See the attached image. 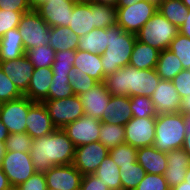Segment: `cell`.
I'll return each mask as SVG.
<instances>
[{
    "instance_id": "6f0895ef",
    "label": "cell",
    "mask_w": 190,
    "mask_h": 190,
    "mask_svg": "<svg viewBox=\"0 0 190 190\" xmlns=\"http://www.w3.org/2000/svg\"><path fill=\"white\" fill-rule=\"evenodd\" d=\"M88 1L116 7L120 0H88Z\"/></svg>"
},
{
    "instance_id": "52a82bcc",
    "label": "cell",
    "mask_w": 190,
    "mask_h": 190,
    "mask_svg": "<svg viewBox=\"0 0 190 190\" xmlns=\"http://www.w3.org/2000/svg\"><path fill=\"white\" fill-rule=\"evenodd\" d=\"M50 26L35 11L24 13L20 18L18 31L22 36L24 50L48 45L50 40Z\"/></svg>"
},
{
    "instance_id": "cb8c5ba5",
    "label": "cell",
    "mask_w": 190,
    "mask_h": 190,
    "mask_svg": "<svg viewBox=\"0 0 190 190\" xmlns=\"http://www.w3.org/2000/svg\"><path fill=\"white\" fill-rule=\"evenodd\" d=\"M52 78V68H34L27 92L24 96L31 101L42 102L48 96Z\"/></svg>"
},
{
    "instance_id": "f5cc1de1",
    "label": "cell",
    "mask_w": 190,
    "mask_h": 190,
    "mask_svg": "<svg viewBox=\"0 0 190 190\" xmlns=\"http://www.w3.org/2000/svg\"><path fill=\"white\" fill-rule=\"evenodd\" d=\"M0 190H12L6 174L2 171L0 167Z\"/></svg>"
},
{
    "instance_id": "ffe728a7",
    "label": "cell",
    "mask_w": 190,
    "mask_h": 190,
    "mask_svg": "<svg viewBox=\"0 0 190 190\" xmlns=\"http://www.w3.org/2000/svg\"><path fill=\"white\" fill-rule=\"evenodd\" d=\"M83 104L84 113L87 116L100 119L106 113L107 105L111 97L104 81L98 82L86 93L78 95Z\"/></svg>"
},
{
    "instance_id": "e7e4bbea",
    "label": "cell",
    "mask_w": 190,
    "mask_h": 190,
    "mask_svg": "<svg viewBox=\"0 0 190 190\" xmlns=\"http://www.w3.org/2000/svg\"><path fill=\"white\" fill-rule=\"evenodd\" d=\"M46 190H59V189H53V188H48Z\"/></svg>"
},
{
    "instance_id": "f35d334b",
    "label": "cell",
    "mask_w": 190,
    "mask_h": 190,
    "mask_svg": "<svg viewBox=\"0 0 190 190\" xmlns=\"http://www.w3.org/2000/svg\"><path fill=\"white\" fill-rule=\"evenodd\" d=\"M68 78L69 83L72 85L73 93L77 96L86 93L98 83L94 78L74 68L69 71Z\"/></svg>"
},
{
    "instance_id": "d6986e66",
    "label": "cell",
    "mask_w": 190,
    "mask_h": 190,
    "mask_svg": "<svg viewBox=\"0 0 190 190\" xmlns=\"http://www.w3.org/2000/svg\"><path fill=\"white\" fill-rule=\"evenodd\" d=\"M56 127L53 125L46 106L43 102H35L26 117V133L32 139L40 138L52 133Z\"/></svg>"
},
{
    "instance_id": "f6af8a7d",
    "label": "cell",
    "mask_w": 190,
    "mask_h": 190,
    "mask_svg": "<svg viewBox=\"0 0 190 190\" xmlns=\"http://www.w3.org/2000/svg\"><path fill=\"white\" fill-rule=\"evenodd\" d=\"M27 12L5 11L0 9V38L11 29L17 28L21 16Z\"/></svg>"
},
{
    "instance_id": "681fc988",
    "label": "cell",
    "mask_w": 190,
    "mask_h": 190,
    "mask_svg": "<svg viewBox=\"0 0 190 190\" xmlns=\"http://www.w3.org/2000/svg\"><path fill=\"white\" fill-rule=\"evenodd\" d=\"M0 9L14 12H30L28 0H0Z\"/></svg>"
},
{
    "instance_id": "f546056e",
    "label": "cell",
    "mask_w": 190,
    "mask_h": 190,
    "mask_svg": "<svg viewBox=\"0 0 190 190\" xmlns=\"http://www.w3.org/2000/svg\"><path fill=\"white\" fill-rule=\"evenodd\" d=\"M158 12L178 29L186 21L189 9L181 0H161L158 4Z\"/></svg>"
},
{
    "instance_id": "be15d7a7",
    "label": "cell",
    "mask_w": 190,
    "mask_h": 190,
    "mask_svg": "<svg viewBox=\"0 0 190 190\" xmlns=\"http://www.w3.org/2000/svg\"><path fill=\"white\" fill-rule=\"evenodd\" d=\"M182 3L188 8L190 9V0H181Z\"/></svg>"
},
{
    "instance_id": "7bdbcfd3",
    "label": "cell",
    "mask_w": 190,
    "mask_h": 190,
    "mask_svg": "<svg viewBox=\"0 0 190 190\" xmlns=\"http://www.w3.org/2000/svg\"><path fill=\"white\" fill-rule=\"evenodd\" d=\"M23 94L18 90L16 85L4 74L0 67V103L8 102L22 97Z\"/></svg>"
},
{
    "instance_id": "6125c7cd",
    "label": "cell",
    "mask_w": 190,
    "mask_h": 190,
    "mask_svg": "<svg viewBox=\"0 0 190 190\" xmlns=\"http://www.w3.org/2000/svg\"><path fill=\"white\" fill-rule=\"evenodd\" d=\"M184 181L188 183V185H190V167L187 169V172L185 174V178Z\"/></svg>"
},
{
    "instance_id": "3957f363",
    "label": "cell",
    "mask_w": 190,
    "mask_h": 190,
    "mask_svg": "<svg viewBox=\"0 0 190 190\" xmlns=\"http://www.w3.org/2000/svg\"><path fill=\"white\" fill-rule=\"evenodd\" d=\"M116 24V7L88 0H78L70 13V24L68 27L81 37L95 28H108Z\"/></svg>"
},
{
    "instance_id": "816d5d0a",
    "label": "cell",
    "mask_w": 190,
    "mask_h": 190,
    "mask_svg": "<svg viewBox=\"0 0 190 190\" xmlns=\"http://www.w3.org/2000/svg\"><path fill=\"white\" fill-rule=\"evenodd\" d=\"M187 19L184 24L179 28V33L190 39V9L187 14Z\"/></svg>"
},
{
    "instance_id": "7a4b0ae2",
    "label": "cell",
    "mask_w": 190,
    "mask_h": 190,
    "mask_svg": "<svg viewBox=\"0 0 190 190\" xmlns=\"http://www.w3.org/2000/svg\"><path fill=\"white\" fill-rule=\"evenodd\" d=\"M160 80L156 68L139 70L126 65L106 76L104 83L111 96L151 97Z\"/></svg>"
},
{
    "instance_id": "6da1fadb",
    "label": "cell",
    "mask_w": 190,
    "mask_h": 190,
    "mask_svg": "<svg viewBox=\"0 0 190 190\" xmlns=\"http://www.w3.org/2000/svg\"><path fill=\"white\" fill-rule=\"evenodd\" d=\"M75 145L62 128L49 135L33 139L30 156L36 172H46L52 166L73 164Z\"/></svg>"
},
{
    "instance_id": "5b68a950",
    "label": "cell",
    "mask_w": 190,
    "mask_h": 190,
    "mask_svg": "<svg viewBox=\"0 0 190 190\" xmlns=\"http://www.w3.org/2000/svg\"><path fill=\"white\" fill-rule=\"evenodd\" d=\"M186 130L183 113H164L156 116L153 146L165 153L183 147Z\"/></svg>"
},
{
    "instance_id": "b9f144b4",
    "label": "cell",
    "mask_w": 190,
    "mask_h": 190,
    "mask_svg": "<svg viewBox=\"0 0 190 190\" xmlns=\"http://www.w3.org/2000/svg\"><path fill=\"white\" fill-rule=\"evenodd\" d=\"M33 139L26 132L23 133H9L5 140L6 151H20L30 153Z\"/></svg>"
},
{
    "instance_id": "74e56055",
    "label": "cell",
    "mask_w": 190,
    "mask_h": 190,
    "mask_svg": "<svg viewBox=\"0 0 190 190\" xmlns=\"http://www.w3.org/2000/svg\"><path fill=\"white\" fill-rule=\"evenodd\" d=\"M183 65V69L190 70V39L180 33L173 39L169 48Z\"/></svg>"
},
{
    "instance_id": "94428289",
    "label": "cell",
    "mask_w": 190,
    "mask_h": 190,
    "mask_svg": "<svg viewBox=\"0 0 190 190\" xmlns=\"http://www.w3.org/2000/svg\"><path fill=\"white\" fill-rule=\"evenodd\" d=\"M5 152H6L5 144L0 142V164H1V161H2V158H3Z\"/></svg>"
},
{
    "instance_id": "30bf717a",
    "label": "cell",
    "mask_w": 190,
    "mask_h": 190,
    "mask_svg": "<svg viewBox=\"0 0 190 190\" xmlns=\"http://www.w3.org/2000/svg\"><path fill=\"white\" fill-rule=\"evenodd\" d=\"M42 102L56 128H63L85 115L83 104L79 96L75 94L67 98L43 100Z\"/></svg>"
},
{
    "instance_id": "277c9868",
    "label": "cell",
    "mask_w": 190,
    "mask_h": 190,
    "mask_svg": "<svg viewBox=\"0 0 190 190\" xmlns=\"http://www.w3.org/2000/svg\"><path fill=\"white\" fill-rule=\"evenodd\" d=\"M108 46L100 55L104 78L120 68L129 65L136 41V34L129 33L116 24L107 28Z\"/></svg>"
},
{
    "instance_id": "db71d44e",
    "label": "cell",
    "mask_w": 190,
    "mask_h": 190,
    "mask_svg": "<svg viewBox=\"0 0 190 190\" xmlns=\"http://www.w3.org/2000/svg\"><path fill=\"white\" fill-rule=\"evenodd\" d=\"M180 113L190 114V95L181 100Z\"/></svg>"
},
{
    "instance_id": "bcb514c9",
    "label": "cell",
    "mask_w": 190,
    "mask_h": 190,
    "mask_svg": "<svg viewBox=\"0 0 190 190\" xmlns=\"http://www.w3.org/2000/svg\"><path fill=\"white\" fill-rule=\"evenodd\" d=\"M171 81L181 99L190 95V70L183 69Z\"/></svg>"
},
{
    "instance_id": "603a6c76",
    "label": "cell",
    "mask_w": 190,
    "mask_h": 190,
    "mask_svg": "<svg viewBox=\"0 0 190 190\" xmlns=\"http://www.w3.org/2000/svg\"><path fill=\"white\" fill-rule=\"evenodd\" d=\"M136 159L146 173L163 175L167 168V153L154 146L138 148Z\"/></svg>"
},
{
    "instance_id": "d6a6232c",
    "label": "cell",
    "mask_w": 190,
    "mask_h": 190,
    "mask_svg": "<svg viewBox=\"0 0 190 190\" xmlns=\"http://www.w3.org/2000/svg\"><path fill=\"white\" fill-rule=\"evenodd\" d=\"M99 142H101L109 150L115 148L119 144L125 143L124 126L101 122Z\"/></svg>"
},
{
    "instance_id": "4316f807",
    "label": "cell",
    "mask_w": 190,
    "mask_h": 190,
    "mask_svg": "<svg viewBox=\"0 0 190 190\" xmlns=\"http://www.w3.org/2000/svg\"><path fill=\"white\" fill-rule=\"evenodd\" d=\"M25 52L18 27L9 30L0 38V61L18 59L25 55Z\"/></svg>"
},
{
    "instance_id": "9a60e30c",
    "label": "cell",
    "mask_w": 190,
    "mask_h": 190,
    "mask_svg": "<svg viewBox=\"0 0 190 190\" xmlns=\"http://www.w3.org/2000/svg\"><path fill=\"white\" fill-rule=\"evenodd\" d=\"M48 188L79 190L82 173L73 165H56L44 172Z\"/></svg>"
},
{
    "instance_id": "ac0fdd59",
    "label": "cell",
    "mask_w": 190,
    "mask_h": 190,
    "mask_svg": "<svg viewBox=\"0 0 190 190\" xmlns=\"http://www.w3.org/2000/svg\"><path fill=\"white\" fill-rule=\"evenodd\" d=\"M0 67L24 95L27 92L34 71V66L26 55L14 60L0 61Z\"/></svg>"
},
{
    "instance_id": "c3c4849f",
    "label": "cell",
    "mask_w": 190,
    "mask_h": 190,
    "mask_svg": "<svg viewBox=\"0 0 190 190\" xmlns=\"http://www.w3.org/2000/svg\"><path fill=\"white\" fill-rule=\"evenodd\" d=\"M79 190H110L95 174L82 176Z\"/></svg>"
},
{
    "instance_id": "11a10c76",
    "label": "cell",
    "mask_w": 190,
    "mask_h": 190,
    "mask_svg": "<svg viewBox=\"0 0 190 190\" xmlns=\"http://www.w3.org/2000/svg\"><path fill=\"white\" fill-rule=\"evenodd\" d=\"M140 1L143 0H120L116 8L128 7ZM151 1H154L158 4L161 0H151Z\"/></svg>"
},
{
    "instance_id": "60d3db41",
    "label": "cell",
    "mask_w": 190,
    "mask_h": 190,
    "mask_svg": "<svg viewBox=\"0 0 190 190\" xmlns=\"http://www.w3.org/2000/svg\"><path fill=\"white\" fill-rule=\"evenodd\" d=\"M76 50L56 52L55 60L52 65L53 75H68L73 69Z\"/></svg>"
},
{
    "instance_id": "d590c367",
    "label": "cell",
    "mask_w": 190,
    "mask_h": 190,
    "mask_svg": "<svg viewBox=\"0 0 190 190\" xmlns=\"http://www.w3.org/2000/svg\"><path fill=\"white\" fill-rule=\"evenodd\" d=\"M74 95L68 75H53L49 86L48 96L44 100L67 98Z\"/></svg>"
},
{
    "instance_id": "4dcf8cb0",
    "label": "cell",
    "mask_w": 190,
    "mask_h": 190,
    "mask_svg": "<svg viewBox=\"0 0 190 190\" xmlns=\"http://www.w3.org/2000/svg\"><path fill=\"white\" fill-rule=\"evenodd\" d=\"M182 70L183 65L181 61L171 50L165 49L160 51L156 66V71L160 79L171 81Z\"/></svg>"
},
{
    "instance_id": "e575fe53",
    "label": "cell",
    "mask_w": 190,
    "mask_h": 190,
    "mask_svg": "<svg viewBox=\"0 0 190 190\" xmlns=\"http://www.w3.org/2000/svg\"><path fill=\"white\" fill-rule=\"evenodd\" d=\"M119 170L122 190H134L147 174L137 161Z\"/></svg>"
},
{
    "instance_id": "8fae6325",
    "label": "cell",
    "mask_w": 190,
    "mask_h": 190,
    "mask_svg": "<svg viewBox=\"0 0 190 190\" xmlns=\"http://www.w3.org/2000/svg\"><path fill=\"white\" fill-rule=\"evenodd\" d=\"M26 96L1 103L0 119L9 133L26 132V117L29 108L34 104Z\"/></svg>"
},
{
    "instance_id": "7402d4cb",
    "label": "cell",
    "mask_w": 190,
    "mask_h": 190,
    "mask_svg": "<svg viewBox=\"0 0 190 190\" xmlns=\"http://www.w3.org/2000/svg\"><path fill=\"white\" fill-rule=\"evenodd\" d=\"M129 96H111L107 105L106 113L99 119L101 122L122 125L132 118Z\"/></svg>"
},
{
    "instance_id": "d4e9b609",
    "label": "cell",
    "mask_w": 190,
    "mask_h": 190,
    "mask_svg": "<svg viewBox=\"0 0 190 190\" xmlns=\"http://www.w3.org/2000/svg\"><path fill=\"white\" fill-rule=\"evenodd\" d=\"M73 68L82 71L98 82L104 81L103 66L99 54H91L87 51L76 50Z\"/></svg>"
},
{
    "instance_id": "8992f818",
    "label": "cell",
    "mask_w": 190,
    "mask_h": 190,
    "mask_svg": "<svg viewBox=\"0 0 190 190\" xmlns=\"http://www.w3.org/2000/svg\"><path fill=\"white\" fill-rule=\"evenodd\" d=\"M179 29L158 11L137 32L136 39L159 51L168 49Z\"/></svg>"
},
{
    "instance_id": "ab89813d",
    "label": "cell",
    "mask_w": 190,
    "mask_h": 190,
    "mask_svg": "<svg viewBox=\"0 0 190 190\" xmlns=\"http://www.w3.org/2000/svg\"><path fill=\"white\" fill-rule=\"evenodd\" d=\"M130 109L132 110L133 117L144 118V117L157 116L151 97L147 96L130 97Z\"/></svg>"
},
{
    "instance_id": "ba28073f",
    "label": "cell",
    "mask_w": 190,
    "mask_h": 190,
    "mask_svg": "<svg viewBox=\"0 0 190 190\" xmlns=\"http://www.w3.org/2000/svg\"><path fill=\"white\" fill-rule=\"evenodd\" d=\"M117 24L124 31L137 34V32L158 11L157 3L151 0H143L131 6L116 8Z\"/></svg>"
},
{
    "instance_id": "484cf974",
    "label": "cell",
    "mask_w": 190,
    "mask_h": 190,
    "mask_svg": "<svg viewBox=\"0 0 190 190\" xmlns=\"http://www.w3.org/2000/svg\"><path fill=\"white\" fill-rule=\"evenodd\" d=\"M160 51L136 39L129 65L139 70L154 69L157 66Z\"/></svg>"
},
{
    "instance_id": "7dc6e473",
    "label": "cell",
    "mask_w": 190,
    "mask_h": 190,
    "mask_svg": "<svg viewBox=\"0 0 190 190\" xmlns=\"http://www.w3.org/2000/svg\"><path fill=\"white\" fill-rule=\"evenodd\" d=\"M16 188L18 190H46L45 174L43 172H35L27 181Z\"/></svg>"
},
{
    "instance_id": "1f68e13d",
    "label": "cell",
    "mask_w": 190,
    "mask_h": 190,
    "mask_svg": "<svg viewBox=\"0 0 190 190\" xmlns=\"http://www.w3.org/2000/svg\"><path fill=\"white\" fill-rule=\"evenodd\" d=\"M119 166L108 154L94 173L110 190H122Z\"/></svg>"
},
{
    "instance_id": "f907efd6",
    "label": "cell",
    "mask_w": 190,
    "mask_h": 190,
    "mask_svg": "<svg viewBox=\"0 0 190 190\" xmlns=\"http://www.w3.org/2000/svg\"><path fill=\"white\" fill-rule=\"evenodd\" d=\"M184 124H185L186 134L182 148L190 157V114H184Z\"/></svg>"
},
{
    "instance_id": "44dd1931",
    "label": "cell",
    "mask_w": 190,
    "mask_h": 190,
    "mask_svg": "<svg viewBox=\"0 0 190 190\" xmlns=\"http://www.w3.org/2000/svg\"><path fill=\"white\" fill-rule=\"evenodd\" d=\"M190 167V157L183 148L171 150L167 153V168L163 176L170 188L184 182L187 169Z\"/></svg>"
},
{
    "instance_id": "680465c9",
    "label": "cell",
    "mask_w": 190,
    "mask_h": 190,
    "mask_svg": "<svg viewBox=\"0 0 190 190\" xmlns=\"http://www.w3.org/2000/svg\"><path fill=\"white\" fill-rule=\"evenodd\" d=\"M48 1H51V0H28V3L32 10H36L40 5H42Z\"/></svg>"
},
{
    "instance_id": "5bb4252c",
    "label": "cell",
    "mask_w": 190,
    "mask_h": 190,
    "mask_svg": "<svg viewBox=\"0 0 190 190\" xmlns=\"http://www.w3.org/2000/svg\"><path fill=\"white\" fill-rule=\"evenodd\" d=\"M101 121L97 118L83 115L77 120L65 125L62 129L75 147L99 141Z\"/></svg>"
},
{
    "instance_id": "7c38bea8",
    "label": "cell",
    "mask_w": 190,
    "mask_h": 190,
    "mask_svg": "<svg viewBox=\"0 0 190 190\" xmlns=\"http://www.w3.org/2000/svg\"><path fill=\"white\" fill-rule=\"evenodd\" d=\"M156 117H132L124 126L125 143L134 148L153 146Z\"/></svg>"
},
{
    "instance_id": "91938a15",
    "label": "cell",
    "mask_w": 190,
    "mask_h": 190,
    "mask_svg": "<svg viewBox=\"0 0 190 190\" xmlns=\"http://www.w3.org/2000/svg\"><path fill=\"white\" fill-rule=\"evenodd\" d=\"M172 189L173 190H190V185H188V183L184 181Z\"/></svg>"
},
{
    "instance_id": "ee69618b",
    "label": "cell",
    "mask_w": 190,
    "mask_h": 190,
    "mask_svg": "<svg viewBox=\"0 0 190 190\" xmlns=\"http://www.w3.org/2000/svg\"><path fill=\"white\" fill-rule=\"evenodd\" d=\"M169 188L163 175L147 173L134 190H168Z\"/></svg>"
},
{
    "instance_id": "83f0119b",
    "label": "cell",
    "mask_w": 190,
    "mask_h": 190,
    "mask_svg": "<svg viewBox=\"0 0 190 190\" xmlns=\"http://www.w3.org/2000/svg\"><path fill=\"white\" fill-rule=\"evenodd\" d=\"M49 33V45L55 52L78 49L80 37L70 30L69 27H50Z\"/></svg>"
},
{
    "instance_id": "836d02e7",
    "label": "cell",
    "mask_w": 190,
    "mask_h": 190,
    "mask_svg": "<svg viewBox=\"0 0 190 190\" xmlns=\"http://www.w3.org/2000/svg\"><path fill=\"white\" fill-rule=\"evenodd\" d=\"M25 55L33 64L34 68H52L56 52L48 44L31 48L25 52Z\"/></svg>"
},
{
    "instance_id": "f1b7e54d",
    "label": "cell",
    "mask_w": 190,
    "mask_h": 190,
    "mask_svg": "<svg viewBox=\"0 0 190 190\" xmlns=\"http://www.w3.org/2000/svg\"><path fill=\"white\" fill-rule=\"evenodd\" d=\"M108 46L107 28L93 29L80 37L78 50L102 55Z\"/></svg>"
},
{
    "instance_id": "9f6ffc18",
    "label": "cell",
    "mask_w": 190,
    "mask_h": 190,
    "mask_svg": "<svg viewBox=\"0 0 190 190\" xmlns=\"http://www.w3.org/2000/svg\"><path fill=\"white\" fill-rule=\"evenodd\" d=\"M8 135V129L0 119V142L5 143V140L7 139Z\"/></svg>"
},
{
    "instance_id": "4fadbf2b",
    "label": "cell",
    "mask_w": 190,
    "mask_h": 190,
    "mask_svg": "<svg viewBox=\"0 0 190 190\" xmlns=\"http://www.w3.org/2000/svg\"><path fill=\"white\" fill-rule=\"evenodd\" d=\"M108 154L109 149L99 141L84 144L76 147L73 165L83 176L94 174Z\"/></svg>"
},
{
    "instance_id": "9c48e42d",
    "label": "cell",
    "mask_w": 190,
    "mask_h": 190,
    "mask_svg": "<svg viewBox=\"0 0 190 190\" xmlns=\"http://www.w3.org/2000/svg\"><path fill=\"white\" fill-rule=\"evenodd\" d=\"M0 167L6 174L12 188L21 185L36 172L30 153L20 151H6Z\"/></svg>"
},
{
    "instance_id": "e0dca14e",
    "label": "cell",
    "mask_w": 190,
    "mask_h": 190,
    "mask_svg": "<svg viewBox=\"0 0 190 190\" xmlns=\"http://www.w3.org/2000/svg\"><path fill=\"white\" fill-rule=\"evenodd\" d=\"M155 112L180 113L181 97L174 87L172 81L161 79L151 96Z\"/></svg>"
},
{
    "instance_id": "8d00e7d4",
    "label": "cell",
    "mask_w": 190,
    "mask_h": 190,
    "mask_svg": "<svg viewBox=\"0 0 190 190\" xmlns=\"http://www.w3.org/2000/svg\"><path fill=\"white\" fill-rule=\"evenodd\" d=\"M109 155L119 167L131 166L137 161V149L128 143H122L110 149Z\"/></svg>"
},
{
    "instance_id": "2e32d148",
    "label": "cell",
    "mask_w": 190,
    "mask_h": 190,
    "mask_svg": "<svg viewBox=\"0 0 190 190\" xmlns=\"http://www.w3.org/2000/svg\"><path fill=\"white\" fill-rule=\"evenodd\" d=\"M78 0H51L40 5L35 11L50 27H68L70 13Z\"/></svg>"
}]
</instances>
